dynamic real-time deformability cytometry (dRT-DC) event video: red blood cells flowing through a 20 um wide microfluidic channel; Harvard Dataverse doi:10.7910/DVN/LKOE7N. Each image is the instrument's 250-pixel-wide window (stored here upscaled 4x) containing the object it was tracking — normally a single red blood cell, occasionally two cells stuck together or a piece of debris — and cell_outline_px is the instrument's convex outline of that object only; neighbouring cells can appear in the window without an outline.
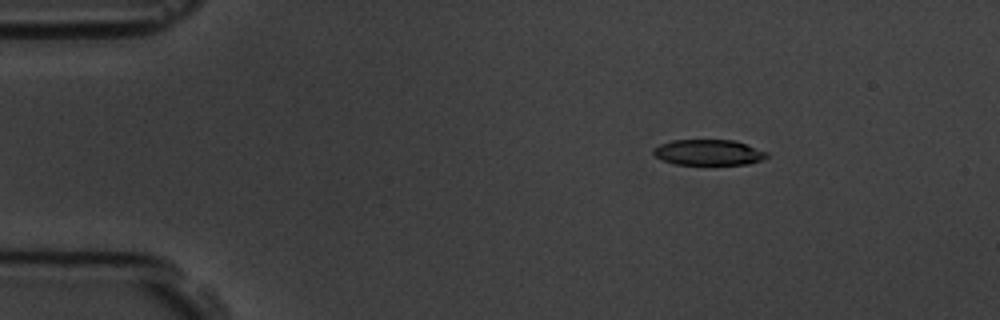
{"species": "common noctule bat (a hibernating species)", "species_latin": "Nyctalus noctula", "temperature_condition": "room temperature", "stored_images_in_passage": 3, "camera_frame_rate_fps": 3000, "um_per_image_px": 0.085, "animal": {"sex": "male", "body_mass_g": 19.5, "forearm_length_mm": 54.6}, "frame": {"image": 1, "passage_image": 1, "time_ms": 0.0, "image_size_px": [1000, 320], "cell_outline_px": [[768, 156], [764, 160], [748, 164], [676, 164], [664, 160], [656, 156], [652, 152], [652, 148], [660, 144], [672, 140], [732, 140], [768, 152]], "centroid_in_image_um": [60.22, 12.95], "position_along_channel_um": 24.8, "area_um2": 16.82}}